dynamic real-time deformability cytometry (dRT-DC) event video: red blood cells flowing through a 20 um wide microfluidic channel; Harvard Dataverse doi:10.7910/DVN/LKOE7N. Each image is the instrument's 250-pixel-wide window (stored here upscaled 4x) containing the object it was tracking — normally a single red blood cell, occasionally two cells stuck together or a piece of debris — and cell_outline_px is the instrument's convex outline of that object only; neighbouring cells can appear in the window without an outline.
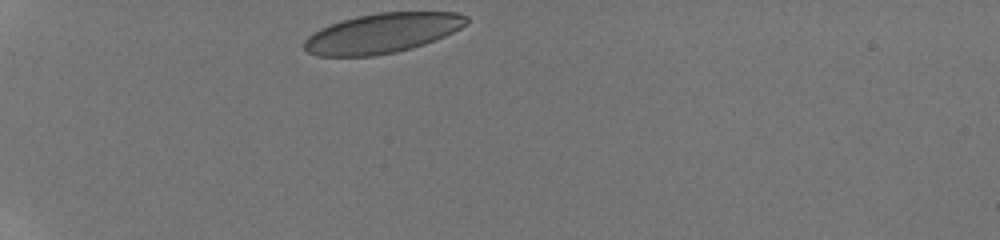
{"species": "human", "species_latin": "Homo sapiens", "temperature_condition": "room temperature", "stored_images_in_passage": 5, "camera_frame_rate_fps": 3000, "um_per_image_px": 0.085, "donor": {"sex": "male"}, "frame": {"image": 1, "passage_image": 1, "time_ms": 0.0, "image_size_px": [1000, 240], "cell_outline_px": [[468, 20], [460, 28], [444, 36], [424, 44], [412, 48], [396, 52], [372, 56], [316, 56], [308, 52], [304, 48], [304, 40], [308, 36], [320, 28], [340, 20], [356, 16], [376, 12], [456, 12], [468, 16]], "centroid_in_image_um": [32.46, 2.81], "position_along_channel_um": 52.5, "area_um2": 37.63}}
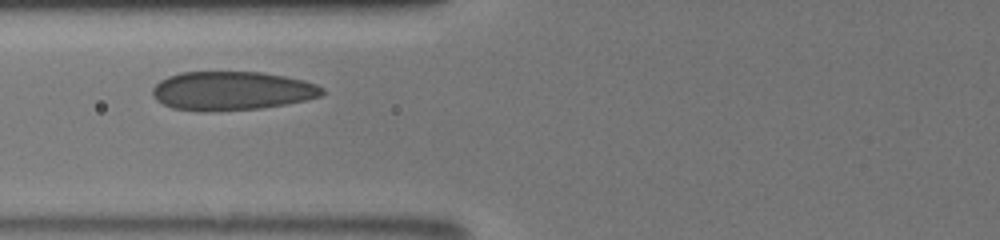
{"frame": {"image": 2, "passage_image": 4, "time_ms": 2.333, "image_size_px": [1000, 240], "cell_outline_px": [[324, 92], [320, 96], [304, 100], [284, 104], [260, 108], [212, 112], [196, 112], [172, 108], [156, 100], [152, 96], [152, 88], [160, 80], [168, 76], [180, 72], [264, 72], [304, 80], [316, 84], [324, 88]], "centroid_in_image_um": [19.66, 7.73], "position_along_channel_um": 106.1, "area_um2": 38.67}}